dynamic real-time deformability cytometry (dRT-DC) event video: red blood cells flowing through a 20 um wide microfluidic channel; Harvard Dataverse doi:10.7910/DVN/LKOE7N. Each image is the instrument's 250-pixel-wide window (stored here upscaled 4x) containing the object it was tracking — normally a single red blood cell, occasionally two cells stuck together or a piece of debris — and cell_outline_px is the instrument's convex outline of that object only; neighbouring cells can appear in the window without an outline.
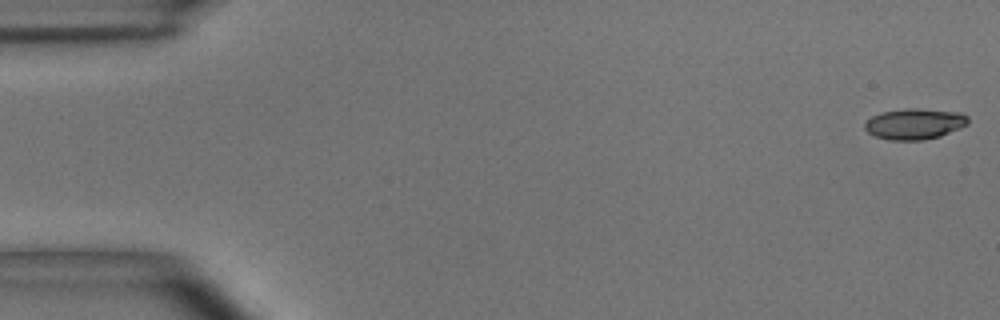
{"species": "common noctule bat (a hibernating species)", "species_latin": "Nyctalus noctula", "temperature_condition": "room temperature", "stored_images_in_passage": 54, "camera_frame_rate_fps": 3000, "um_per_image_px": 0.085, "animal": {"sex": "male", "body_mass_g": 15.6}, "frame": {"image": 1, "passage_image": 1, "time_ms": 0.0, "image_size_px": [1000, 320], "cell_outline_px": [[968, 124], [960, 128], [940, 136], [924, 140], [888, 140], [876, 136], [868, 132], [864, 128], [864, 124], [872, 116], [880, 112], [904, 108], [916, 108], [960, 112], [968, 116]], "centroid_in_image_um": [77.74, 10.52], "position_along_channel_um": 7.3, "area_um2": 18.67}}
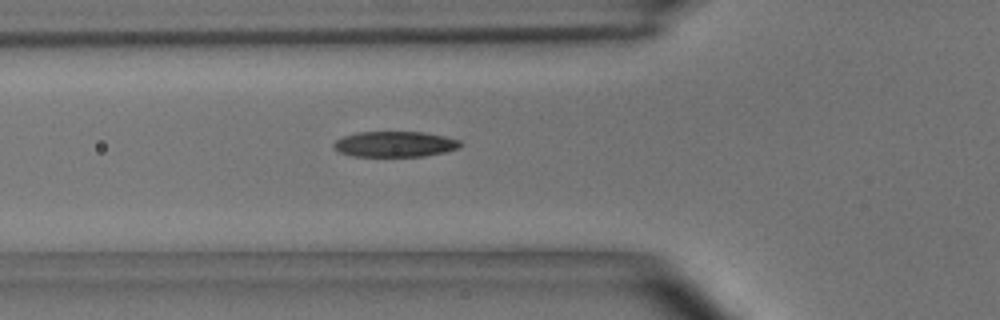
{"frame": {"image": 2, "passage_image": 19, "time_ms": 6.0, "image_size_px": [1000, 320], "cell_outline_px": [[464, 144], [460, 148], [444, 152], [424, 156], [352, 156], [340, 152], [332, 144], [336, 140], [344, 136], [356, 132], [424, 132], [444, 136], [460, 140]], "centroid_in_image_um": [33.6, 12.25], "position_along_channel_um": 92.2, "area_um2": 18.9}}
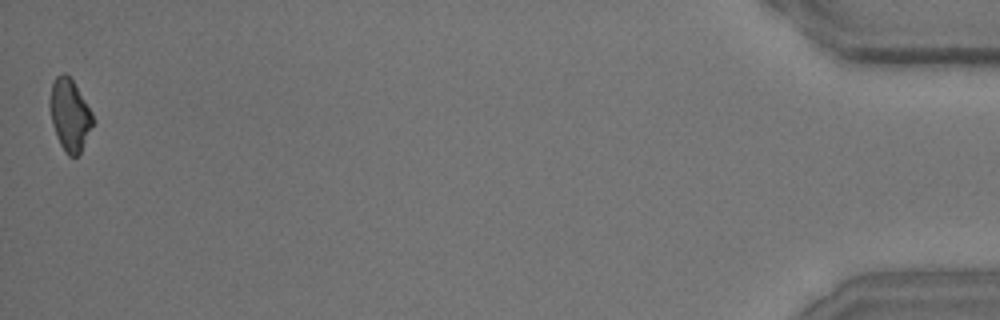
{"frame": {"image": 3, "passage_image": 54, "time_ms": 17.667, "image_size_px": [1000, 320], "cell_outline_px": [[96, 120], [80, 152], [76, 156], [68, 156], [64, 152], [56, 136], [52, 124], [52, 84], [56, 76], [64, 72], [72, 80], [92, 112]], "centroid_in_image_um": [5.97, 9.82], "position_along_channel_um": 429.2, "area_um2": 17.51}, "authors_computed_cell_mechanics": {"area_um2": 18.9295, "velocity_mm_per_s": 3.6704, "shape_relaxation_time_tau1_ms": 5.3374, "shape_relaxation_time_tau2_ms": 3.9036, "deformation_change_tau1": 0.1656, "deformation_change_tau2": 0.1181}}